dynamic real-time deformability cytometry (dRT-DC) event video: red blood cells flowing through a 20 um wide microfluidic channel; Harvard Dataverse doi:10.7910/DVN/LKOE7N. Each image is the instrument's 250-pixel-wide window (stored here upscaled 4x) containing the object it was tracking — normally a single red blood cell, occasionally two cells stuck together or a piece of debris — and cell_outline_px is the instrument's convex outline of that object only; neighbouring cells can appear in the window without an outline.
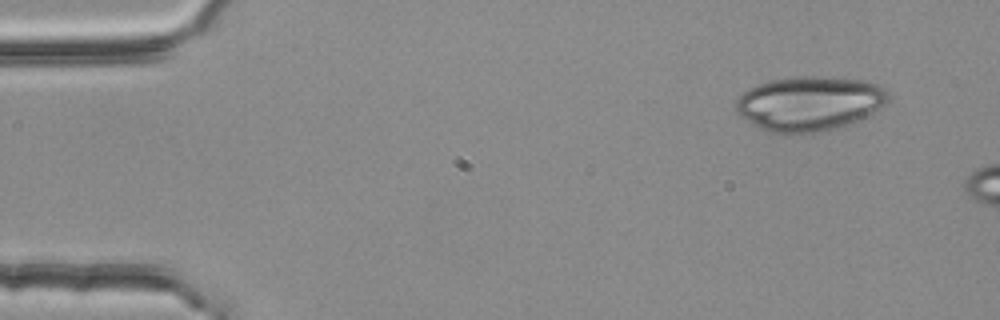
{"species": "common noctule bat (a hibernating species)", "species_latin": "Nyctalus noctula", "temperature_condition": "room temperature", "stored_images_in_passage": 3, "camera_frame_rate_fps": 3000, "um_per_image_px": 0.085, "animal": {"sex": "female", "body_mass_g": 25.1}, "frame": {"image": 1, "passage_image": 1, "time_ms": 0.0, "image_size_px": [1000, 320], "cell_outline_px": [[888, 104], [856, 120], [836, 128], [820, 132], [796, 136], [784, 136], [768, 132], [752, 124], [740, 116], [736, 112], [736, 100], [748, 88], [772, 80], [792, 76], [824, 76], [864, 80], [876, 84], [884, 88], [888, 92]], "centroid_in_image_um": [68.77, 8.82], "position_along_channel_um": 16.2, "area_um2": 49.07}}